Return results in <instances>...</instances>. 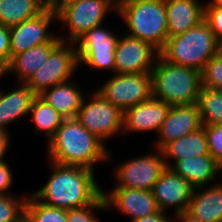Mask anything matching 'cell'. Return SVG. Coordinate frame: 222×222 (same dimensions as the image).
<instances>
[{
	"instance_id": "obj_1",
	"label": "cell",
	"mask_w": 222,
	"mask_h": 222,
	"mask_svg": "<svg viewBox=\"0 0 222 222\" xmlns=\"http://www.w3.org/2000/svg\"><path fill=\"white\" fill-rule=\"evenodd\" d=\"M51 176L46 184L32 195L46 205L73 209L93 204L102 194L94 170L57 164L50 161Z\"/></svg>"
},
{
	"instance_id": "obj_2",
	"label": "cell",
	"mask_w": 222,
	"mask_h": 222,
	"mask_svg": "<svg viewBox=\"0 0 222 222\" xmlns=\"http://www.w3.org/2000/svg\"><path fill=\"white\" fill-rule=\"evenodd\" d=\"M47 143L49 159L57 164L93 170L95 164L111 158L105 142L89 132L76 118L64 119Z\"/></svg>"
},
{
	"instance_id": "obj_3",
	"label": "cell",
	"mask_w": 222,
	"mask_h": 222,
	"mask_svg": "<svg viewBox=\"0 0 222 222\" xmlns=\"http://www.w3.org/2000/svg\"><path fill=\"white\" fill-rule=\"evenodd\" d=\"M152 97L175 105L196 103L202 88L201 71L175 65L158 55L151 70Z\"/></svg>"
},
{
	"instance_id": "obj_4",
	"label": "cell",
	"mask_w": 222,
	"mask_h": 222,
	"mask_svg": "<svg viewBox=\"0 0 222 222\" xmlns=\"http://www.w3.org/2000/svg\"><path fill=\"white\" fill-rule=\"evenodd\" d=\"M116 13L128 27V35L149 43L160 52L168 39L165 0H122Z\"/></svg>"
},
{
	"instance_id": "obj_5",
	"label": "cell",
	"mask_w": 222,
	"mask_h": 222,
	"mask_svg": "<svg viewBox=\"0 0 222 222\" xmlns=\"http://www.w3.org/2000/svg\"><path fill=\"white\" fill-rule=\"evenodd\" d=\"M217 38L203 20L186 32L169 37L159 55L168 62L198 71L217 55Z\"/></svg>"
},
{
	"instance_id": "obj_6",
	"label": "cell",
	"mask_w": 222,
	"mask_h": 222,
	"mask_svg": "<svg viewBox=\"0 0 222 222\" xmlns=\"http://www.w3.org/2000/svg\"><path fill=\"white\" fill-rule=\"evenodd\" d=\"M74 45L73 42L61 41L51 51L48 60L25 83L36 96L58 83L72 79L79 66Z\"/></svg>"
},
{
	"instance_id": "obj_7",
	"label": "cell",
	"mask_w": 222,
	"mask_h": 222,
	"mask_svg": "<svg viewBox=\"0 0 222 222\" xmlns=\"http://www.w3.org/2000/svg\"><path fill=\"white\" fill-rule=\"evenodd\" d=\"M97 92L124 112L152 97L151 73H114Z\"/></svg>"
},
{
	"instance_id": "obj_8",
	"label": "cell",
	"mask_w": 222,
	"mask_h": 222,
	"mask_svg": "<svg viewBox=\"0 0 222 222\" xmlns=\"http://www.w3.org/2000/svg\"><path fill=\"white\" fill-rule=\"evenodd\" d=\"M116 9L113 0H80L69 4L57 14V21L65 23L69 30L67 39L59 36L61 41L75 43L87 31L101 25L107 12Z\"/></svg>"
},
{
	"instance_id": "obj_9",
	"label": "cell",
	"mask_w": 222,
	"mask_h": 222,
	"mask_svg": "<svg viewBox=\"0 0 222 222\" xmlns=\"http://www.w3.org/2000/svg\"><path fill=\"white\" fill-rule=\"evenodd\" d=\"M90 97L89 102L83 99L77 121L103 142L123 131V112L104 99L97 90Z\"/></svg>"
},
{
	"instance_id": "obj_10",
	"label": "cell",
	"mask_w": 222,
	"mask_h": 222,
	"mask_svg": "<svg viewBox=\"0 0 222 222\" xmlns=\"http://www.w3.org/2000/svg\"><path fill=\"white\" fill-rule=\"evenodd\" d=\"M100 26L87 31L75 42L79 65L82 62L92 69H108L114 74L115 49L119 37Z\"/></svg>"
},
{
	"instance_id": "obj_11",
	"label": "cell",
	"mask_w": 222,
	"mask_h": 222,
	"mask_svg": "<svg viewBox=\"0 0 222 222\" xmlns=\"http://www.w3.org/2000/svg\"><path fill=\"white\" fill-rule=\"evenodd\" d=\"M116 168L115 178L118 184L114 187L151 191L167 166L161 150H157L123 162Z\"/></svg>"
},
{
	"instance_id": "obj_12",
	"label": "cell",
	"mask_w": 222,
	"mask_h": 222,
	"mask_svg": "<svg viewBox=\"0 0 222 222\" xmlns=\"http://www.w3.org/2000/svg\"><path fill=\"white\" fill-rule=\"evenodd\" d=\"M159 52L130 35L119 36L115 49V73H151Z\"/></svg>"
},
{
	"instance_id": "obj_13",
	"label": "cell",
	"mask_w": 222,
	"mask_h": 222,
	"mask_svg": "<svg viewBox=\"0 0 222 222\" xmlns=\"http://www.w3.org/2000/svg\"><path fill=\"white\" fill-rule=\"evenodd\" d=\"M194 187L190 182L176 174L171 168H166L152 188V193L160 211L176 207L175 218H182L189 206Z\"/></svg>"
},
{
	"instance_id": "obj_14",
	"label": "cell",
	"mask_w": 222,
	"mask_h": 222,
	"mask_svg": "<svg viewBox=\"0 0 222 222\" xmlns=\"http://www.w3.org/2000/svg\"><path fill=\"white\" fill-rule=\"evenodd\" d=\"M54 20H57V14L46 8L38 16L10 27L11 58L34 46L50 42L55 36L48 29Z\"/></svg>"
},
{
	"instance_id": "obj_15",
	"label": "cell",
	"mask_w": 222,
	"mask_h": 222,
	"mask_svg": "<svg viewBox=\"0 0 222 222\" xmlns=\"http://www.w3.org/2000/svg\"><path fill=\"white\" fill-rule=\"evenodd\" d=\"M107 193L103 190L107 208L119 210L131 217V221L160 211L152 191L114 187Z\"/></svg>"
},
{
	"instance_id": "obj_16",
	"label": "cell",
	"mask_w": 222,
	"mask_h": 222,
	"mask_svg": "<svg viewBox=\"0 0 222 222\" xmlns=\"http://www.w3.org/2000/svg\"><path fill=\"white\" fill-rule=\"evenodd\" d=\"M203 127L199 106L196 103L171 106L156 141V150Z\"/></svg>"
},
{
	"instance_id": "obj_17",
	"label": "cell",
	"mask_w": 222,
	"mask_h": 222,
	"mask_svg": "<svg viewBox=\"0 0 222 222\" xmlns=\"http://www.w3.org/2000/svg\"><path fill=\"white\" fill-rule=\"evenodd\" d=\"M170 108L171 105L151 97L123 112V131L158 134Z\"/></svg>"
},
{
	"instance_id": "obj_18",
	"label": "cell",
	"mask_w": 222,
	"mask_h": 222,
	"mask_svg": "<svg viewBox=\"0 0 222 222\" xmlns=\"http://www.w3.org/2000/svg\"><path fill=\"white\" fill-rule=\"evenodd\" d=\"M197 189L182 219L185 222H222V182L203 191Z\"/></svg>"
},
{
	"instance_id": "obj_19",
	"label": "cell",
	"mask_w": 222,
	"mask_h": 222,
	"mask_svg": "<svg viewBox=\"0 0 222 222\" xmlns=\"http://www.w3.org/2000/svg\"><path fill=\"white\" fill-rule=\"evenodd\" d=\"M198 0H165L167 35L173 37L204 20L205 5Z\"/></svg>"
},
{
	"instance_id": "obj_20",
	"label": "cell",
	"mask_w": 222,
	"mask_h": 222,
	"mask_svg": "<svg viewBox=\"0 0 222 222\" xmlns=\"http://www.w3.org/2000/svg\"><path fill=\"white\" fill-rule=\"evenodd\" d=\"M61 42L58 35L48 43L34 46L16 54L2 74L16 73L21 83H26L30 77L48 60L51 51Z\"/></svg>"
},
{
	"instance_id": "obj_21",
	"label": "cell",
	"mask_w": 222,
	"mask_h": 222,
	"mask_svg": "<svg viewBox=\"0 0 222 222\" xmlns=\"http://www.w3.org/2000/svg\"><path fill=\"white\" fill-rule=\"evenodd\" d=\"M171 169L198 189H204L207 184H211L222 170L210 154L185 157L178 160Z\"/></svg>"
},
{
	"instance_id": "obj_22",
	"label": "cell",
	"mask_w": 222,
	"mask_h": 222,
	"mask_svg": "<svg viewBox=\"0 0 222 222\" xmlns=\"http://www.w3.org/2000/svg\"><path fill=\"white\" fill-rule=\"evenodd\" d=\"M39 97L51 105L64 119L76 118L85 98L72 79L52 86Z\"/></svg>"
},
{
	"instance_id": "obj_23",
	"label": "cell",
	"mask_w": 222,
	"mask_h": 222,
	"mask_svg": "<svg viewBox=\"0 0 222 222\" xmlns=\"http://www.w3.org/2000/svg\"><path fill=\"white\" fill-rule=\"evenodd\" d=\"M36 95L25 84L7 93L0 90V129L7 131V125L29 114Z\"/></svg>"
},
{
	"instance_id": "obj_24",
	"label": "cell",
	"mask_w": 222,
	"mask_h": 222,
	"mask_svg": "<svg viewBox=\"0 0 222 222\" xmlns=\"http://www.w3.org/2000/svg\"><path fill=\"white\" fill-rule=\"evenodd\" d=\"M167 168L185 157H196L209 154L207 136L204 127L190 134L169 142L161 149ZM174 159L173 164L167 160Z\"/></svg>"
},
{
	"instance_id": "obj_25",
	"label": "cell",
	"mask_w": 222,
	"mask_h": 222,
	"mask_svg": "<svg viewBox=\"0 0 222 222\" xmlns=\"http://www.w3.org/2000/svg\"><path fill=\"white\" fill-rule=\"evenodd\" d=\"M45 9L39 0H0V24L10 28L38 16Z\"/></svg>"
},
{
	"instance_id": "obj_26",
	"label": "cell",
	"mask_w": 222,
	"mask_h": 222,
	"mask_svg": "<svg viewBox=\"0 0 222 222\" xmlns=\"http://www.w3.org/2000/svg\"><path fill=\"white\" fill-rule=\"evenodd\" d=\"M31 120L35 125L34 130L44 134L47 142L55 135L56 130L61 126L64 118L41 97L36 96L31 104Z\"/></svg>"
},
{
	"instance_id": "obj_27",
	"label": "cell",
	"mask_w": 222,
	"mask_h": 222,
	"mask_svg": "<svg viewBox=\"0 0 222 222\" xmlns=\"http://www.w3.org/2000/svg\"><path fill=\"white\" fill-rule=\"evenodd\" d=\"M197 104L203 125L222 124V92L202 86Z\"/></svg>"
},
{
	"instance_id": "obj_28",
	"label": "cell",
	"mask_w": 222,
	"mask_h": 222,
	"mask_svg": "<svg viewBox=\"0 0 222 222\" xmlns=\"http://www.w3.org/2000/svg\"><path fill=\"white\" fill-rule=\"evenodd\" d=\"M33 222H67V210L46 205L32 194L27 195L24 208Z\"/></svg>"
},
{
	"instance_id": "obj_29",
	"label": "cell",
	"mask_w": 222,
	"mask_h": 222,
	"mask_svg": "<svg viewBox=\"0 0 222 222\" xmlns=\"http://www.w3.org/2000/svg\"><path fill=\"white\" fill-rule=\"evenodd\" d=\"M105 210L107 208L103 194L93 203L87 206L67 210V222H99L95 210Z\"/></svg>"
},
{
	"instance_id": "obj_30",
	"label": "cell",
	"mask_w": 222,
	"mask_h": 222,
	"mask_svg": "<svg viewBox=\"0 0 222 222\" xmlns=\"http://www.w3.org/2000/svg\"><path fill=\"white\" fill-rule=\"evenodd\" d=\"M202 86L222 90V58L213 56L201 71Z\"/></svg>"
},
{
	"instance_id": "obj_31",
	"label": "cell",
	"mask_w": 222,
	"mask_h": 222,
	"mask_svg": "<svg viewBox=\"0 0 222 222\" xmlns=\"http://www.w3.org/2000/svg\"><path fill=\"white\" fill-rule=\"evenodd\" d=\"M26 199L27 195L23 198L12 197L9 194L0 195V222H13L25 208Z\"/></svg>"
},
{
	"instance_id": "obj_32",
	"label": "cell",
	"mask_w": 222,
	"mask_h": 222,
	"mask_svg": "<svg viewBox=\"0 0 222 222\" xmlns=\"http://www.w3.org/2000/svg\"><path fill=\"white\" fill-rule=\"evenodd\" d=\"M208 143L209 154L222 168V124L203 125Z\"/></svg>"
},
{
	"instance_id": "obj_33",
	"label": "cell",
	"mask_w": 222,
	"mask_h": 222,
	"mask_svg": "<svg viewBox=\"0 0 222 222\" xmlns=\"http://www.w3.org/2000/svg\"><path fill=\"white\" fill-rule=\"evenodd\" d=\"M204 21L208 24L217 39L222 37V7L205 6Z\"/></svg>"
},
{
	"instance_id": "obj_34",
	"label": "cell",
	"mask_w": 222,
	"mask_h": 222,
	"mask_svg": "<svg viewBox=\"0 0 222 222\" xmlns=\"http://www.w3.org/2000/svg\"><path fill=\"white\" fill-rule=\"evenodd\" d=\"M11 60L10 30L0 24V72L9 65Z\"/></svg>"
},
{
	"instance_id": "obj_35",
	"label": "cell",
	"mask_w": 222,
	"mask_h": 222,
	"mask_svg": "<svg viewBox=\"0 0 222 222\" xmlns=\"http://www.w3.org/2000/svg\"><path fill=\"white\" fill-rule=\"evenodd\" d=\"M13 181V174L5 161L0 162V195H8V190L11 188Z\"/></svg>"
},
{
	"instance_id": "obj_36",
	"label": "cell",
	"mask_w": 222,
	"mask_h": 222,
	"mask_svg": "<svg viewBox=\"0 0 222 222\" xmlns=\"http://www.w3.org/2000/svg\"><path fill=\"white\" fill-rule=\"evenodd\" d=\"M170 220L171 219L168 218V216L166 217V214L164 212L159 211L158 213L144 216L131 222H172Z\"/></svg>"
},
{
	"instance_id": "obj_37",
	"label": "cell",
	"mask_w": 222,
	"mask_h": 222,
	"mask_svg": "<svg viewBox=\"0 0 222 222\" xmlns=\"http://www.w3.org/2000/svg\"><path fill=\"white\" fill-rule=\"evenodd\" d=\"M80 0H48L47 8L58 14L64 7Z\"/></svg>"
},
{
	"instance_id": "obj_38",
	"label": "cell",
	"mask_w": 222,
	"mask_h": 222,
	"mask_svg": "<svg viewBox=\"0 0 222 222\" xmlns=\"http://www.w3.org/2000/svg\"><path fill=\"white\" fill-rule=\"evenodd\" d=\"M10 135L8 131L0 129V162L5 161L4 155L9 149Z\"/></svg>"
},
{
	"instance_id": "obj_39",
	"label": "cell",
	"mask_w": 222,
	"mask_h": 222,
	"mask_svg": "<svg viewBox=\"0 0 222 222\" xmlns=\"http://www.w3.org/2000/svg\"><path fill=\"white\" fill-rule=\"evenodd\" d=\"M13 222H33L31 215L23 209L22 212L19 213V215L13 220Z\"/></svg>"
},
{
	"instance_id": "obj_40",
	"label": "cell",
	"mask_w": 222,
	"mask_h": 222,
	"mask_svg": "<svg viewBox=\"0 0 222 222\" xmlns=\"http://www.w3.org/2000/svg\"><path fill=\"white\" fill-rule=\"evenodd\" d=\"M217 55L222 58V37L217 40Z\"/></svg>"
},
{
	"instance_id": "obj_41",
	"label": "cell",
	"mask_w": 222,
	"mask_h": 222,
	"mask_svg": "<svg viewBox=\"0 0 222 222\" xmlns=\"http://www.w3.org/2000/svg\"><path fill=\"white\" fill-rule=\"evenodd\" d=\"M205 6H220V7H222V0H210L208 3H206Z\"/></svg>"
},
{
	"instance_id": "obj_42",
	"label": "cell",
	"mask_w": 222,
	"mask_h": 222,
	"mask_svg": "<svg viewBox=\"0 0 222 222\" xmlns=\"http://www.w3.org/2000/svg\"><path fill=\"white\" fill-rule=\"evenodd\" d=\"M46 8H47V1L48 0H39Z\"/></svg>"
},
{
	"instance_id": "obj_43",
	"label": "cell",
	"mask_w": 222,
	"mask_h": 222,
	"mask_svg": "<svg viewBox=\"0 0 222 222\" xmlns=\"http://www.w3.org/2000/svg\"><path fill=\"white\" fill-rule=\"evenodd\" d=\"M178 221H179V222H185L182 218H179V219L176 220V222H178ZM174 222H175V221H174Z\"/></svg>"
},
{
	"instance_id": "obj_44",
	"label": "cell",
	"mask_w": 222,
	"mask_h": 222,
	"mask_svg": "<svg viewBox=\"0 0 222 222\" xmlns=\"http://www.w3.org/2000/svg\"><path fill=\"white\" fill-rule=\"evenodd\" d=\"M116 4L118 3V2H120V1H122V0H113Z\"/></svg>"
},
{
	"instance_id": "obj_45",
	"label": "cell",
	"mask_w": 222,
	"mask_h": 222,
	"mask_svg": "<svg viewBox=\"0 0 222 222\" xmlns=\"http://www.w3.org/2000/svg\"><path fill=\"white\" fill-rule=\"evenodd\" d=\"M3 77V74H2V72H0V79Z\"/></svg>"
}]
</instances>
